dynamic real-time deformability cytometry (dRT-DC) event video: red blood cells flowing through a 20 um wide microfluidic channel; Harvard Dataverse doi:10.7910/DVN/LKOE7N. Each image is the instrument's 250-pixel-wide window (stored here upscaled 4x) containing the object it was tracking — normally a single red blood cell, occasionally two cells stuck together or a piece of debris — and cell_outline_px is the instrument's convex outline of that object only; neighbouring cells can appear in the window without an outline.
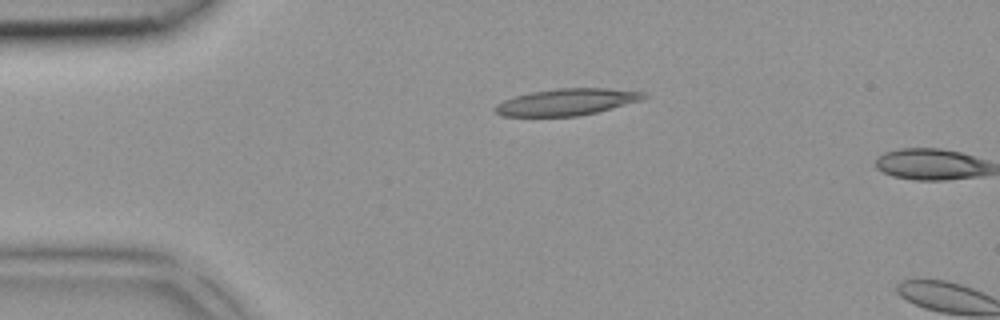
{"species": "common noctule bat (a hibernating species)", "species_latin": "Nyctalus noctula", "temperature_condition": "room temperature", "stored_images_in_passage": 2, "camera_frame_rate_fps": 3000, "um_per_image_px": 0.085, "animal": {"sex": "female", "body_mass_g": 18.4}, "frame": {"image": 1, "passage_image": 1, "time_ms": 0.0, "image_size_px": [1000, 320], "cell_outline_px": [[648, 96], [644, 100], [580, 116], [500, 116], [492, 108], [496, 104], [504, 100], [516, 96], [532, 92], [556, 88], [608, 88], [644, 92]], "centroid_in_image_um": [48.19, 8.67], "position_along_channel_um": 36.8, "area_um2": 23.18}}